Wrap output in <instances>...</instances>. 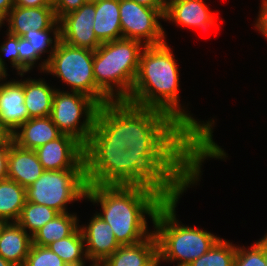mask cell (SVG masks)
<instances>
[{
  "label": "cell",
  "mask_w": 267,
  "mask_h": 266,
  "mask_svg": "<svg viewBox=\"0 0 267 266\" xmlns=\"http://www.w3.org/2000/svg\"><path fill=\"white\" fill-rule=\"evenodd\" d=\"M8 177L23 187L34 183L45 171L35 150L24 149L13 142L10 135L8 153Z\"/></svg>",
  "instance_id": "16"
},
{
  "label": "cell",
  "mask_w": 267,
  "mask_h": 266,
  "mask_svg": "<svg viewBox=\"0 0 267 266\" xmlns=\"http://www.w3.org/2000/svg\"><path fill=\"white\" fill-rule=\"evenodd\" d=\"M182 195L167 198L157 209L152 221L159 261H176V266H188L220 239L206 230L181 225L176 218V207Z\"/></svg>",
  "instance_id": "4"
},
{
  "label": "cell",
  "mask_w": 267,
  "mask_h": 266,
  "mask_svg": "<svg viewBox=\"0 0 267 266\" xmlns=\"http://www.w3.org/2000/svg\"><path fill=\"white\" fill-rule=\"evenodd\" d=\"M11 134L0 124V145L10 136Z\"/></svg>",
  "instance_id": "38"
},
{
  "label": "cell",
  "mask_w": 267,
  "mask_h": 266,
  "mask_svg": "<svg viewBox=\"0 0 267 266\" xmlns=\"http://www.w3.org/2000/svg\"><path fill=\"white\" fill-rule=\"evenodd\" d=\"M166 4H168L172 0H163Z\"/></svg>",
  "instance_id": "44"
},
{
  "label": "cell",
  "mask_w": 267,
  "mask_h": 266,
  "mask_svg": "<svg viewBox=\"0 0 267 266\" xmlns=\"http://www.w3.org/2000/svg\"><path fill=\"white\" fill-rule=\"evenodd\" d=\"M144 47L139 41L121 38L104 42L94 51L95 83L112 101L129 98Z\"/></svg>",
  "instance_id": "5"
},
{
  "label": "cell",
  "mask_w": 267,
  "mask_h": 266,
  "mask_svg": "<svg viewBox=\"0 0 267 266\" xmlns=\"http://www.w3.org/2000/svg\"><path fill=\"white\" fill-rule=\"evenodd\" d=\"M78 221L77 214L59 213L32 236V244L48 246L70 236L80 226Z\"/></svg>",
  "instance_id": "22"
},
{
  "label": "cell",
  "mask_w": 267,
  "mask_h": 266,
  "mask_svg": "<svg viewBox=\"0 0 267 266\" xmlns=\"http://www.w3.org/2000/svg\"><path fill=\"white\" fill-rule=\"evenodd\" d=\"M215 17L205 0H172L167 4L164 21L206 31L208 27L216 26Z\"/></svg>",
  "instance_id": "15"
},
{
  "label": "cell",
  "mask_w": 267,
  "mask_h": 266,
  "mask_svg": "<svg viewBox=\"0 0 267 266\" xmlns=\"http://www.w3.org/2000/svg\"><path fill=\"white\" fill-rule=\"evenodd\" d=\"M179 77L178 64L167 42L145 46L140 54L132 91L126 101L168 114L212 159L224 160L228 157L225 150L213 140L214 120L199 121L179 104Z\"/></svg>",
  "instance_id": "2"
},
{
  "label": "cell",
  "mask_w": 267,
  "mask_h": 266,
  "mask_svg": "<svg viewBox=\"0 0 267 266\" xmlns=\"http://www.w3.org/2000/svg\"><path fill=\"white\" fill-rule=\"evenodd\" d=\"M52 33V34H51ZM53 35V38L51 36ZM23 38L27 39L32 45V69L37 64L36 62L39 59H42L44 53H49L48 58L38 64L40 72L44 73L47 63L50 60L53 52L56 49V46L60 40V28H48L45 30L33 31V33H26ZM53 44V45H52ZM51 47V48H49ZM48 48V49H47ZM35 64V65H34Z\"/></svg>",
  "instance_id": "25"
},
{
  "label": "cell",
  "mask_w": 267,
  "mask_h": 266,
  "mask_svg": "<svg viewBox=\"0 0 267 266\" xmlns=\"http://www.w3.org/2000/svg\"><path fill=\"white\" fill-rule=\"evenodd\" d=\"M261 2L259 14L255 22V29L257 28L262 37L267 39V0H262Z\"/></svg>",
  "instance_id": "34"
},
{
  "label": "cell",
  "mask_w": 267,
  "mask_h": 266,
  "mask_svg": "<svg viewBox=\"0 0 267 266\" xmlns=\"http://www.w3.org/2000/svg\"><path fill=\"white\" fill-rule=\"evenodd\" d=\"M233 266H266L265 235L250 247L237 246Z\"/></svg>",
  "instance_id": "28"
},
{
  "label": "cell",
  "mask_w": 267,
  "mask_h": 266,
  "mask_svg": "<svg viewBox=\"0 0 267 266\" xmlns=\"http://www.w3.org/2000/svg\"><path fill=\"white\" fill-rule=\"evenodd\" d=\"M138 4L155 8L157 10H166L167 4L163 0H131Z\"/></svg>",
  "instance_id": "36"
},
{
  "label": "cell",
  "mask_w": 267,
  "mask_h": 266,
  "mask_svg": "<svg viewBox=\"0 0 267 266\" xmlns=\"http://www.w3.org/2000/svg\"><path fill=\"white\" fill-rule=\"evenodd\" d=\"M44 170L84 168V146L72 136L62 134L35 150Z\"/></svg>",
  "instance_id": "11"
},
{
  "label": "cell",
  "mask_w": 267,
  "mask_h": 266,
  "mask_svg": "<svg viewBox=\"0 0 267 266\" xmlns=\"http://www.w3.org/2000/svg\"><path fill=\"white\" fill-rule=\"evenodd\" d=\"M87 186L85 169L45 170L25 188L26 201L68 213L67 204L86 200Z\"/></svg>",
  "instance_id": "7"
},
{
  "label": "cell",
  "mask_w": 267,
  "mask_h": 266,
  "mask_svg": "<svg viewBox=\"0 0 267 266\" xmlns=\"http://www.w3.org/2000/svg\"><path fill=\"white\" fill-rule=\"evenodd\" d=\"M25 202V187L9 178L0 180V218L16 222Z\"/></svg>",
  "instance_id": "23"
},
{
  "label": "cell",
  "mask_w": 267,
  "mask_h": 266,
  "mask_svg": "<svg viewBox=\"0 0 267 266\" xmlns=\"http://www.w3.org/2000/svg\"><path fill=\"white\" fill-rule=\"evenodd\" d=\"M32 237L17 222H7L0 233V255L15 266H24Z\"/></svg>",
  "instance_id": "18"
},
{
  "label": "cell",
  "mask_w": 267,
  "mask_h": 266,
  "mask_svg": "<svg viewBox=\"0 0 267 266\" xmlns=\"http://www.w3.org/2000/svg\"><path fill=\"white\" fill-rule=\"evenodd\" d=\"M93 57L94 51L59 40L44 73L60 78L71 92L84 93L103 105L112 100L95 83Z\"/></svg>",
  "instance_id": "6"
},
{
  "label": "cell",
  "mask_w": 267,
  "mask_h": 266,
  "mask_svg": "<svg viewBox=\"0 0 267 266\" xmlns=\"http://www.w3.org/2000/svg\"><path fill=\"white\" fill-rule=\"evenodd\" d=\"M122 38L141 42L144 46L166 43V34L159 19L166 10H157L131 0H119Z\"/></svg>",
  "instance_id": "9"
},
{
  "label": "cell",
  "mask_w": 267,
  "mask_h": 266,
  "mask_svg": "<svg viewBox=\"0 0 267 266\" xmlns=\"http://www.w3.org/2000/svg\"><path fill=\"white\" fill-rule=\"evenodd\" d=\"M24 266H68L48 246L32 244Z\"/></svg>",
  "instance_id": "29"
},
{
  "label": "cell",
  "mask_w": 267,
  "mask_h": 266,
  "mask_svg": "<svg viewBox=\"0 0 267 266\" xmlns=\"http://www.w3.org/2000/svg\"><path fill=\"white\" fill-rule=\"evenodd\" d=\"M0 266H15L0 255Z\"/></svg>",
  "instance_id": "39"
},
{
  "label": "cell",
  "mask_w": 267,
  "mask_h": 266,
  "mask_svg": "<svg viewBox=\"0 0 267 266\" xmlns=\"http://www.w3.org/2000/svg\"><path fill=\"white\" fill-rule=\"evenodd\" d=\"M24 104L31 118L50 116L53 96L56 88H52L43 79L23 80Z\"/></svg>",
  "instance_id": "21"
},
{
  "label": "cell",
  "mask_w": 267,
  "mask_h": 266,
  "mask_svg": "<svg viewBox=\"0 0 267 266\" xmlns=\"http://www.w3.org/2000/svg\"><path fill=\"white\" fill-rule=\"evenodd\" d=\"M88 0H53V8L57 19L62 16L79 9Z\"/></svg>",
  "instance_id": "32"
},
{
  "label": "cell",
  "mask_w": 267,
  "mask_h": 266,
  "mask_svg": "<svg viewBox=\"0 0 267 266\" xmlns=\"http://www.w3.org/2000/svg\"><path fill=\"white\" fill-rule=\"evenodd\" d=\"M5 21L9 25L6 31L18 37L33 33L35 30L60 28L53 6L30 8L14 6L1 24L4 25Z\"/></svg>",
  "instance_id": "12"
},
{
  "label": "cell",
  "mask_w": 267,
  "mask_h": 266,
  "mask_svg": "<svg viewBox=\"0 0 267 266\" xmlns=\"http://www.w3.org/2000/svg\"><path fill=\"white\" fill-rule=\"evenodd\" d=\"M14 5L25 8L53 6V0H14Z\"/></svg>",
  "instance_id": "35"
},
{
  "label": "cell",
  "mask_w": 267,
  "mask_h": 266,
  "mask_svg": "<svg viewBox=\"0 0 267 266\" xmlns=\"http://www.w3.org/2000/svg\"><path fill=\"white\" fill-rule=\"evenodd\" d=\"M95 3L88 1L79 9L59 19L60 40L69 45L95 51L102 43L95 36L93 25Z\"/></svg>",
  "instance_id": "10"
},
{
  "label": "cell",
  "mask_w": 267,
  "mask_h": 266,
  "mask_svg": "<svg viewBox=\"0 0 267 266\" xmlns=\"http://www.w3.org/2000/svg\"><path fill=\"white\" fill-rule=\"evenodd\" d=\"M7 223V221H5L4 219L0 218V233L1 230L3 229L4 225Z\"/></svg>",
  "instance_id": "43"
},
{
  "label": "cell",
  "mask_w": 267,
  "mask_h": 266,
  "mask_svg": "<svg viewBox=\"0 0 267 266\" xmlns=\"http://www.w3.org/2000/svg\"><path fill=\"white\" fill-rule=\"evenodd\" d=\"M29 119L22 79L0 82V124L12 134Z\"/></svg>",
  "instance_id": "14"
},
{
  "label": "cell",
  "mask_w": 267,
  "mask_h": 266,
  "mask_svg": "<svg viewBox=\"0 0 267 266\" xmlns=\"http://www.w3.org/2000/svg\"><path fill=\"white\" fill-rule=\"evenodd\" d=\"M48 247L68 266H87L85 263L89 260L86 255L84 238L79 227L70 236L54 241ZM90 266L93 265L91 264Z\"/></svg>",
  "instance_id": "24"
},
{
  "label": "cell",
  "mask_w": 267,
  "mask_h": 266,
  "mask_svg": "<svg viewBox=\"0 0 267 266\" xmlns=\"http://www.w3.org/2000/svg\"><path fill=\"white\" fill-rule=\"evenodd\" d=\"M98 108L99 104L84 93L57 89L49 117L62 134L72 136L85 146L93 131Z\"/></svg>",
  "instance_id": "8"
},
{
  "label": "cell",
  "mask_w": 267,
  "mask_h": 266,
  "mask_svg": "<svg viewBox=\"0 0 267 266\" xmlns=\"http://www.w3.org/2000/svg\"><path fill=\"white\" fill-rule=\"evenodd\" d=\"M157 255V240L152 233L137 244L120 246L99 266H147Z\"/></svg>",
  "instance_id": "19"
},
{
  "label": "cell",
  "mask_w": 267,
  "mask_h": 266,
  "mask_svg": "<svg viewBox=\"0 0 267 266\" xmlns=\"http://www.w3.org/2000/svg\"><path fill=\"white\" fill-rule=\"evenodd\" d=\"M14 0H0V22L7 17L10 10L14 7Z\"/></svg>",
  "instance_id": "37"
},
{
  "label": "cell",
  "mask_w": 267,
  "mask_h": 266,
  "mask_svg": "<svg viewBox=\"0 0 267 266\" xmlns=\"http://www.w3.org/2000/svg\"><path fill=\"white\" fill-rule=\"evenodd\" d=\"M96 13L93 30L101 42H109L122 38L119 0H95Z\"/></svg>",
  "instance_id": "20"
},
{
  "label": "cell",
  "mask_w": 267,
  "mask_h": 266,
  "mask_svg": "<svg viewBox=\"0 0 267 266\" xmlns=\"http://www.w3.org/2000/svg\"><path fill=\"white\" fill-rule=\"evenodd\" d=\"M86 199L99 204L96 212L114 233L120 246L134 245L147 239V217L153 221L159 206L167 199L158 189L146 186L88 185Z\"/></svg>",
  "instance_id": "3"
},
{
  "label": "cell",
  "mask_w": 267,
  "mask_h": 266,
  "mask_svg": "<svg viewBox=\"0 0 267 266\" xmlns=\"http://www.w3.org/2000/svg\"><path fill=\"white\" fill-rule=\"evenodd\" d=\"M6 38L2 45H0V67L7 73V66H5V60L3 59V55L7 56L10 59V64L12 68L17 70V74L19 75V51L18 49V36L13 35L6 31Z\"/></svg>",
  "instance_id": "30"
},
{
  "label": "cell",
  "mask_w": 267,
  "mask_h": 266,
  "mask_svg": "<svg viewBox=\"0 0 267 266\" xmlns=\"http://www.w3.org/2000/svg\"><path fill=\"white\" fill-rule=\"evenodd\" d=\"M159 264L161 265V262L157 255L147 266H159Z\"/></svg>",
  "instance_id": "40"
},
{
  "label": "cell",
  "mask_w": 267,
  "mask_h": 266,
  "mask_svg": "<svg viewBox=\"0 0 267 266\" xmlns=\"http://www.w3.org/2000/svg\"><path fill=\"white\" fill-rule=\"evenodd\" d=\"M59 213L45 205L26 201L16 221L32 237L41 227ZM28 229V230H27Z\"/></svg>",
  "instance_id": "26"
},
{
  "label": "cell",
  "mask_w": 267,
  "mask_h": 266,
  "mask_svg": "<svg viewBox=\"0 0 267 266\" xmlns=\"http://www.w3.org/2000/svg\"><path fill=\"white\" fill-rule=\"evenodd\" d=\"M209 158L168 114L126 100L99 105L84 146L88 185L146 186L166 198L197 185Z\"/></svg>",
  "instance_id": "1"
},
{
  "label": "cell",
  "mask_w": 267,
  "mask_h": 266,
  "mask_svg": "<svg viewBox=\"0 0 267 266\" xmlns=\"http://www.w3.org/2000/svg\"><path fill=\"white\" fill-rule=\"evenodd\" d=\"M89 224L79 226L84 242L87 258L93 266H99L119 247L111 226L96 213Z\"/></svg>",
  "instance_id": "13"
},
{
  "label": "cell",
  "mask_w": 267,
  "mask_h": 266,
  "mask_svg": "<svg viewBox=\"0 0 267 266\" xmlns=\"http://www.w3.org/2000/svg\"><path fill=\"white\" fill-rule=\"evenodd\" d=\"M17 50L19 51V75L23 77L25 73L32 70V45L27 39L18 37Z\"/></svg>",
  "instance_id": "31"
},
{
  "label": "cell",
  "mask_w": 267,
  "mask_h": 266,
  "mask_svg": "<svg viewBox=\"0 0 267 266\" xmlns=\"http://www.w3.org/2000/svg\"><path fill=\"white\" fill-rule=\"evenodd\" d=\"M237 245L220 238L204 255L188 266H233Z\"/></svg>",
  "instance_id": "27"
},
{
  "label": "cell",
  "mask_w": 267,
  "mask_h": 266,
  "mask_svg": "<svg viewBox=\"0 0 267 266\" xmlns=\"http://www.w3.org/2000/svg\"><path fill=\"white\" fill-rule=\"evenodd\" d=\"M10 148V136L0 145V180L8 177V153Z\"/></svg>",
  "instance_id": "33"
},
{
  "label": "cell",
  "mask_w": 267,
  "mask_h": 266,
  "mask_svg": "<svg viewBox=\"0 0 267 266\" xmlns=\"http://www.w3.org/2000/svg\"><path fill=\"white\" fill-rule=\"evenodd\" d=\"M8 73H6L1 67H0V82L3 80H6L5 78L7 77Z\"/></svg>",
  "instance_id": "41"
},
{
  "label": "cell",
  "mask_w": 267,
  "mask_h": 266,
  "mask_svg": "<svg viewBox=\"0 0 267 266\" xmlns=\"http://www.w3.org/2000/svg\"><path fill=\"white\" fill-rule=\"evenodd\" d=\"M61 135L49 116L31 118L11 134L14 143L21 148L31 150H36Z\"/></svg>",
  "instance_id": "17"
},
{
  "label": "cell",
  "mask_w": 267,
  "mask_h": 266,
  "mask_svg": "<svg viewBox=\"0 0 267 266\" xmlns=\"http://www.w3.org/2000/svg\"><path fill=\"white\" fill-rule=\"evenodd\" d=\"M265 262L267 266V233L265 235Z\"/></svg>",
  "instance_id": "42"
}]
</instances>
